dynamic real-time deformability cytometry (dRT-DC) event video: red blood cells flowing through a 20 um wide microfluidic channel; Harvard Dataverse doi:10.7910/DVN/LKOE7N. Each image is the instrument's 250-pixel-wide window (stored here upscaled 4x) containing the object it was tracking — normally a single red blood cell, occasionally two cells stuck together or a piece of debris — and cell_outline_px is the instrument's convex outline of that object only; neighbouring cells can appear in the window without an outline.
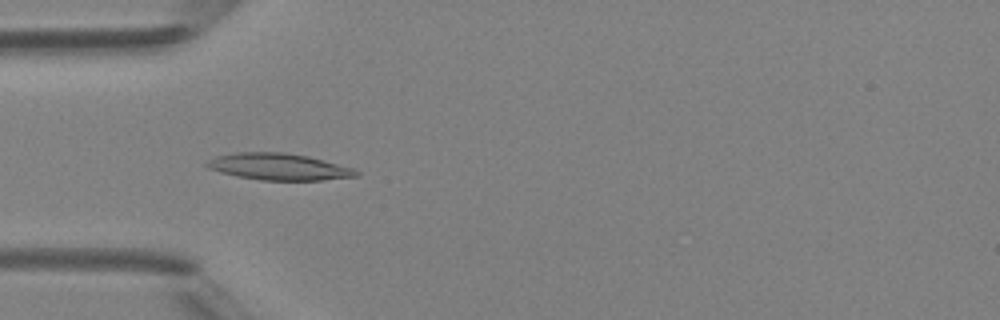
{"species": "Egyptian fruit bat (a non-hibernating species)", "species_latin": "Rousettus aegyptiacus", "temperature_condition": "room temperature", "stored_images_in_passage": 8, "camera_frame_rate_fps": 3000, "um_per_image_px": 0.085, "animal": {"sex": "female"}, "frame": {"image": 1, "passage_image": 5, "time_ms": 4.667, "image_size_px": [1000, 320], "cell_outline_px": [[360, 176], [320, 180], [260, 180], [236, 176], [220, 172], [208, 168], [204, 164], [208, 160], [216, 156], [236, 152], [284, 152], [308, 156], [352, 168], [360, 172]], "centroid_in_image_um": [23.67, 14.17], "position_along_channel_um": 61.3, "area_um2": 23.18}}
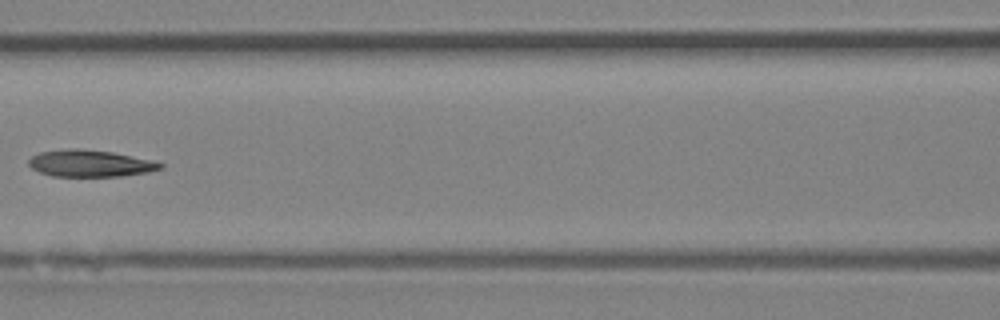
{"frame": {"image": 2, "passage_image": 7, "time_ms": 7.0, "image_size_px": [1000, 320], "cell_outline_px": [[164, 168], [148, 172], [120, 176], [52, 176], [40, 172], [32, 168], [28, 164], [28, 160], [32, 156], [40, 152], [68, 148], [76, 148], [112, 152], [148, 160], [164, 164]], "centroid_in_image_um": [7.62, 13.89], "position_along_channel_um": 159.0, "area_um2": 20.35}}
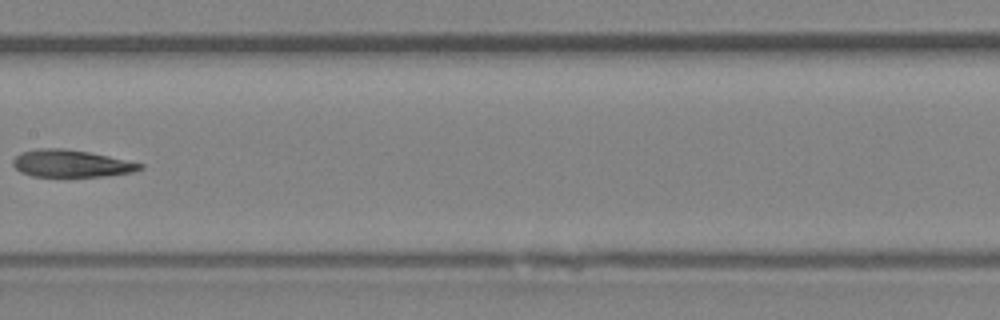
{"frame": {"image": 3, "passage_image": 8, "time_ms": 8.0, "image_size_px": [1000, 320], "cell_outline_px": [[144, 168], [132, 172], [104, 176], [32, 176], [20, 172], [12, 164], [12, 160], [20, 152], [36, 148], [64, 148], [88, 152], [108, 156], [144, 164]], "centroid_in_image_um": [6.02, 13.89], "position_along_channel_um": 201.4, "area_um2": 20.11}}